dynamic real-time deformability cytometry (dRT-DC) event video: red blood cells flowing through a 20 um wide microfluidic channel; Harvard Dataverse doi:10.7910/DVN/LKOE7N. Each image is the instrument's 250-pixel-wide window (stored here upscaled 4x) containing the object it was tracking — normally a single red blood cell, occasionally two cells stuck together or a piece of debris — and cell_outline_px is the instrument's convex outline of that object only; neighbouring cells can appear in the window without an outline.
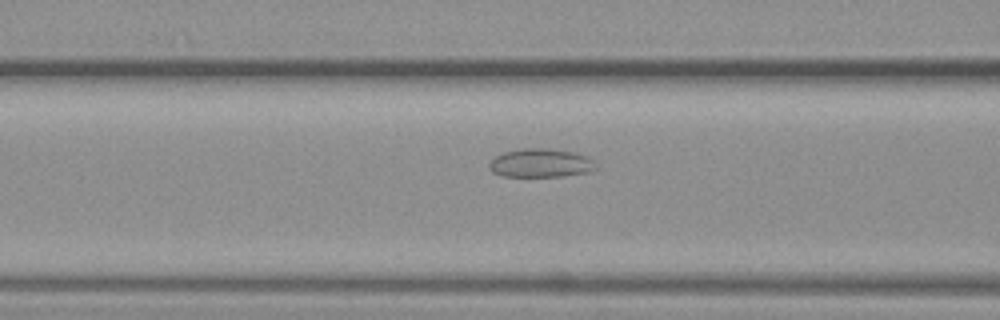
{"species": "common noctule bat (a hibernating species)", "species_latin": "Nyctalus noctula", "temperature_condition": "warm", "stored_images_in_passage": 19, "camera_frame_rate_fps": 3000, "um_per_image_px": 0.085, "animal": {"sex": "female", "body_mass_g": 19.3, "forearm_length_mm": 54.1}, "frame": {"image": 1, "passage_image": 9, "time_ms": 2.667, "image_size_px": [1000, 320], "cell_outline_px": [[596, 168], [588, 172], [560, 176], [504, 176], [492, 172], [488, 168], [488, 164], [496, 156], [504, 152], [524, 148], [544, 148], [572, 152], [584, 156], [592, 160]], "centroid_in_image_um": [45.9, 13.86], "position_along_channel_um": 120.7, "area_um2": 17.46}}
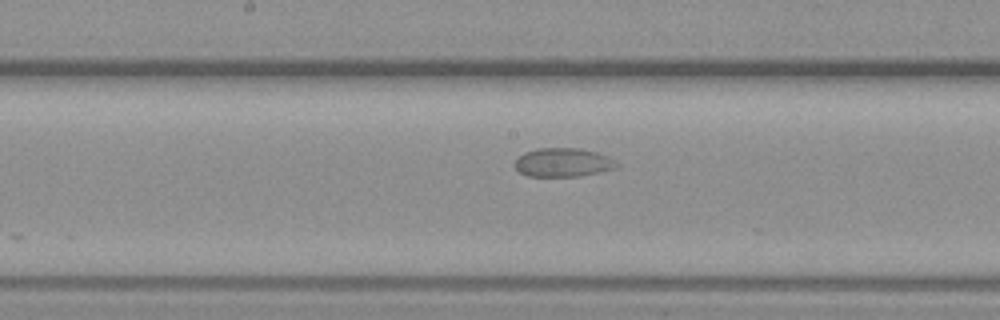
{"frame": {"image": 2, "passage_image": 15, "time_ms": 4.667, "image_size_px": [1000, 320], "cell_outline_px": [[620, 164], [616, 168], [600, 172], [580, 176], [528, 176], [520, 172], [512, 164], [524, 152], [536, 148], [580, 148], [596, 152], [608, 156]], "centroid_in_image_um": [47.86, 13.8], "position_along_channel_um": 200.3, "area_um2": 17.17}}
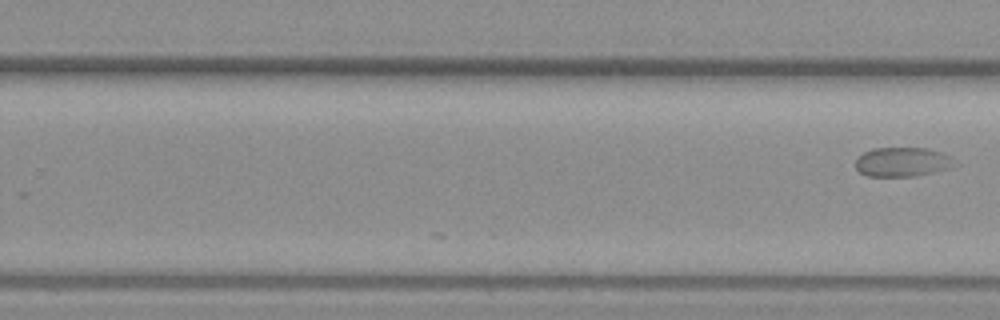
{"frame": {"image": 3, "passage_image": 19, "time_ms": 6.0, "image_size_px": [1000, 320], "cell_outline_px": [[956, 164], [952, 168], [916, 176], [868, 176], [860, 172], [856, 168], [856, 156], [872, 148], [928, 148], [940, 152], [948, 156]], "centroid_in_image_um": [76.68, 13.76], "position_along_channel_um": 253.1, "area_um2": 16.94}}